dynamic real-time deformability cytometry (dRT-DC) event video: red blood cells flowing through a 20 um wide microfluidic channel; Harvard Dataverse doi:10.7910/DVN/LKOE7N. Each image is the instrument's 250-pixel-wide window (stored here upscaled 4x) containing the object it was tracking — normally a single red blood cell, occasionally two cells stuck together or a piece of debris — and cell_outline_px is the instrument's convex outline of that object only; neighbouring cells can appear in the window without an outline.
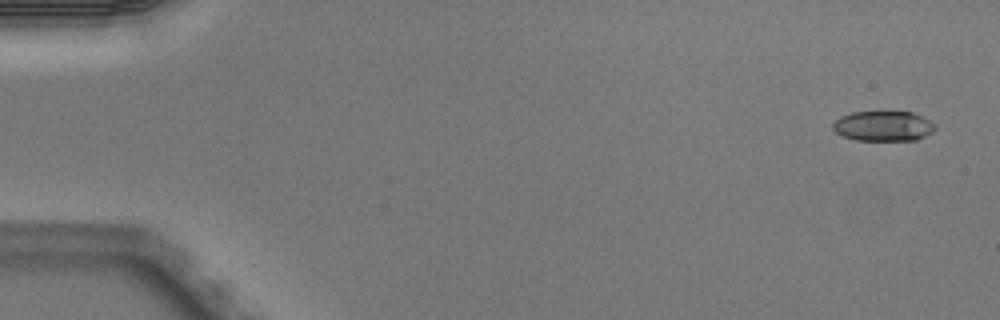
{"species": "Egyptian fruit bat (a non-hibernating species)", "species_latin": "Rousettus aegyptiacus", "temperature_condition": "warm", "stored_images_in_passage": 5, "camera_frame_rate_fps": 3000, "um_per_image_px": 0.085, "animal": {"sex": "male"}, "frame": {"image": 1, "passage_image": 1, "time_ms": 0.0, "image_size_px": [1000, 320], "cell_outline_px": [[936, 128], [932, 132], [916, 140], [856, 140], [844, 136], [836, 132], [832, 128], [832, 124], [840, 116], [852, 112], [912, 112], [936, 124]], "centroid_in_image_um": [75.07, 10.71], "position_along_channel_um": 9.9, "area_um2": 17.8}}
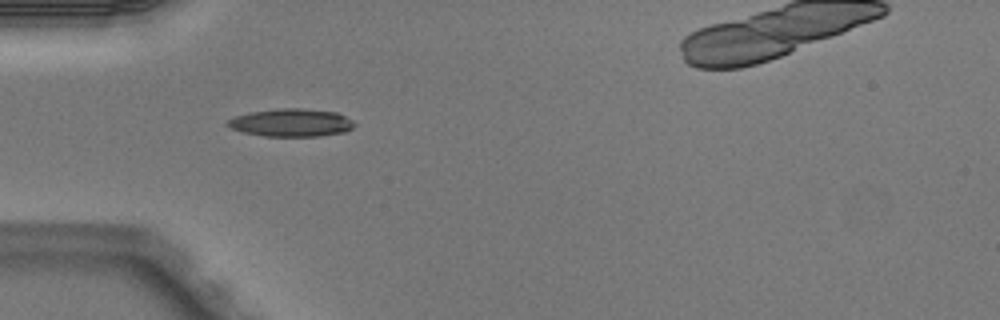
{"frame": {"image": 2, "passage_image": 4, "time_ms": 1.0, "image_size_px": [1000, 320], "cell_outline_px": [[356, 124], [352, 128], [344, 132], [320, 136], [264, 136], [244, 132], [232, 128], [224, 124], [228, 120], [236, 116], [252, 112], [280, 108], [300, 108], [336, 112], [352, 120]], "centroid_in_image_um": [24.77, 10.43], "position_along_channel_um": 60.2, "area_um2": 20.4}}
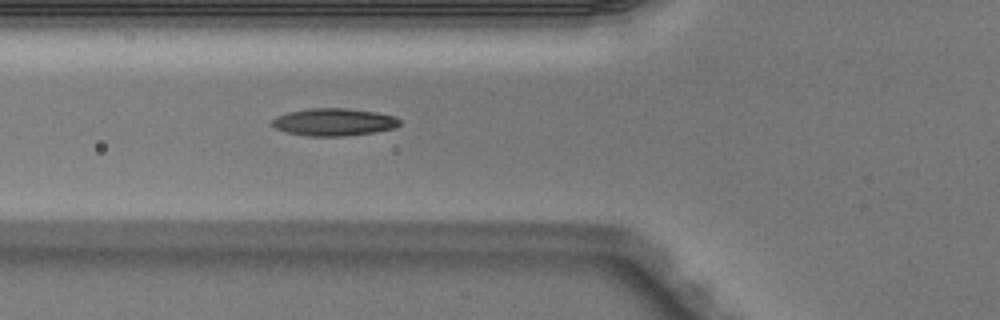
{"frame": {"image": 3, "passage_image": 5, "time_ms": 1.333, "image_size_px": [1000, 320], "cell_outline_px": [[400, 124], [396, 128], [372, 132], [344, 136], [308, 136], [288, 132], [276, 128], [272, 124], [272, 120], [276, 116], [288, 112], [308, 108], [348, 108], [376, 112], [392, 116], [400, 120]], "centroid_in_image_um": [28.37, 10.36], "position_along_channel_um": 97.4, "area_um2": 20.29}}